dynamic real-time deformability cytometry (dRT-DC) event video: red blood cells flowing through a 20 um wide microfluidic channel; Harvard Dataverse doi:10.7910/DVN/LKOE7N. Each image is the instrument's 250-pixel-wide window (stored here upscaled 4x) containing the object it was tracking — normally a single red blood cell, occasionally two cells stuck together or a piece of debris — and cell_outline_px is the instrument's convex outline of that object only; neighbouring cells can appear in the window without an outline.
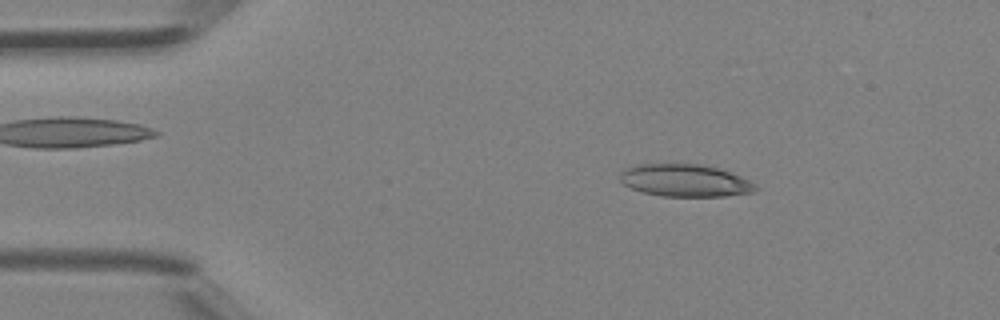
{"species": "Egyptian fruit bat (a non-hibernating species)", "species_latin": "Rousettus aegyptiacus", "temperature_condition": "room temperature", "stored_images_in_passage": 40, "camera_frame_rate_fps": 3000, "um_per_image_px": 0.085, "animal": {"sex": "female"}, "frame": {"image": 1, "passage_image": 6, "time_ms": 1.667, "image_size_px": [1000, 320], "cell_outline_px": [[760, 188], [756, 192], [724, 196], [660, 196], [644, 192], [632, 188], [624, 184], [620, 180], [620, 172], [624, 168], [636, 164], [704, 164], [720, 168], [740, 176], [756, 184]], "centroid_in_image_um": [58.25, 15.33], "position_along_channel_um": 26.7, "area_um2": 25.78}}
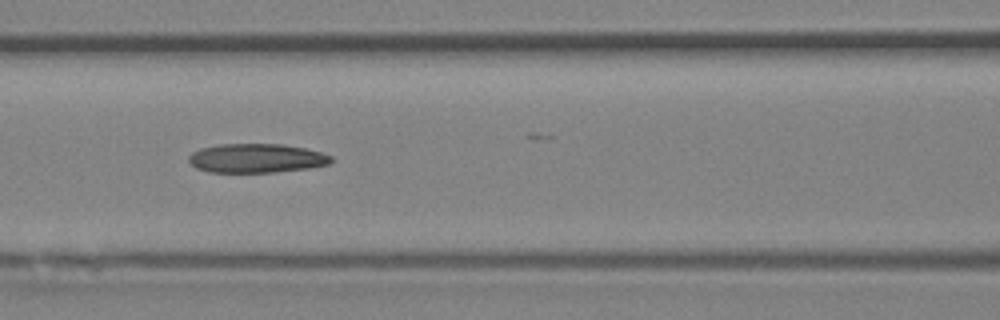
{"frame": {"image": 2, "passage_image": 17, "time_ms": 5.333, "image_size_px": [1000, 320], "cell_outline_px": [[336, 160], [328, 164], [308, 168], [276, 172], [208, 172], [196, 168], [188, 160], [188, 156], [192, 152], [200, 148], [216, 144], [280, 144], [304, 148], [320, 152], [332, 156]], "centroid_in_image_um": [21.79, 13.45], "position_along_channel_um": 144.8, "area_um2": 24.22}}
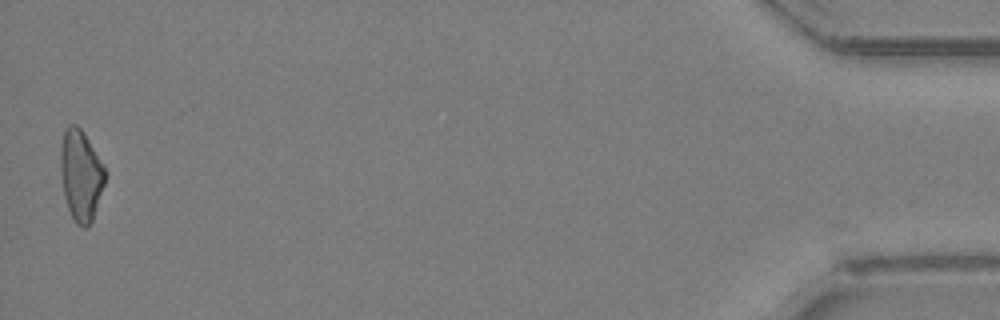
{"frame": {"image": 3, "passage_image": 40, "time_ms": 13.0, "image_size_px": [1000, 320], "cell_outline_px": [[108, 176], [92, 220], [88, 228], [84, 228], [76, 224], [68, 208], [64, 196], [60, 172], [60, 148], [64, 128], [72, 124], [76, 124], [84, 132], [104, 164], [108, 172]], "centroid_in_image_um": [6.89, 14.88], "position_along_channel_um": 428.3, "area_um2": 24.16}}